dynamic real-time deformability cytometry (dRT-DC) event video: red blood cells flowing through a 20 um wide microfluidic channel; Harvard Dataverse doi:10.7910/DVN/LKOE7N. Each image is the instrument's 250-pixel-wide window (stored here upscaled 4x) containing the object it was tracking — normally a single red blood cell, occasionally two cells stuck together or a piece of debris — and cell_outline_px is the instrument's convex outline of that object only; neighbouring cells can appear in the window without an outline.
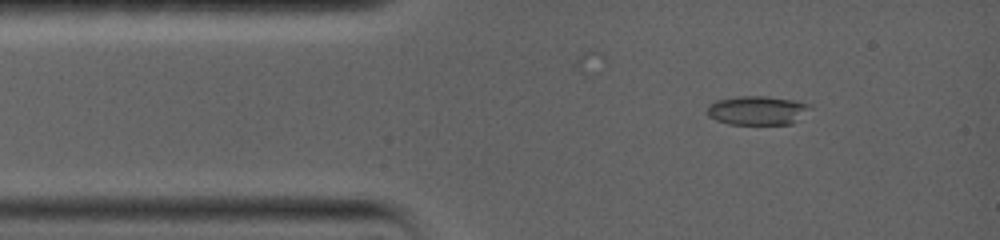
{"species": "common noctule bat (a hibernating species)", "species_latin": "Nyctalus noctula", "temperature_condition": "warm", "stored_images_in_passage": 25, "camera_frame_rate_fps": 5000, "um_per_image_px": 0.085, "animal": {"sex": "female", "body_mass_g": 19.0, "forearm_length_mm": 56.7}, "frame": {"image": 1, "passage_image": 2, "time_ms": 0.8, "image_size_px": [1000, 240], "cell_outline_px": [[812, 108], [792, 124], [728, 124], [716, 120], [708, 116], [708, 104], [716, 100], [740, 96], [768, 96], [796, 100], [808, 104]], "centroid_in_image_um": [64.37, 9.38], "position_along_channel_um": 20.6, "area_um2": 17.46}}
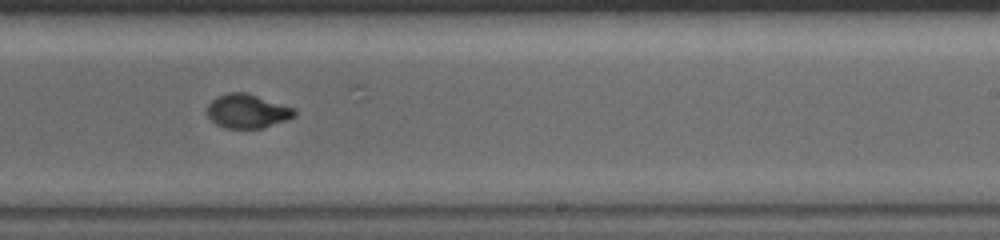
{"frame": {"image": 2, "passage_image": 11, "time_ms": 8.2, "image_size_px": [1000, 240], "cell_outline_px": [[296, 116], [264, 128], [224, 128], [216, 124], [208, 116], [208, 104], [216, 96], [228, 92], [248, 92], [296, 108]], "centroid_in_image_um": [21.05, 9.43], "position_along_channel_um": 268.0, "area_um2": 17.51}}
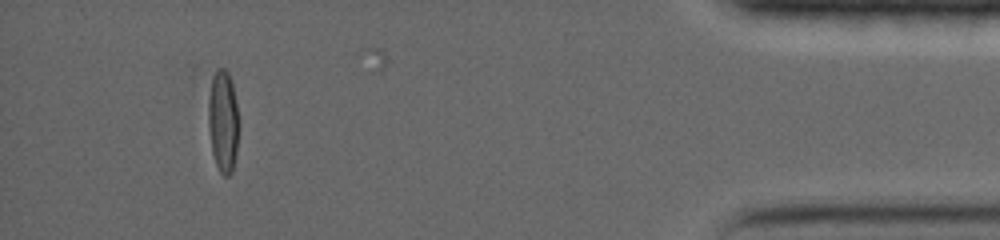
{"frame": {"image": 3, "passage_image": 22, "time_ms": 14.0, "image_size_px": [1000, 240], "cell_outline_px": [[236, 156], [232, 172], [228, 176], [224, 176], [220, 172], [216, 164], [212, 152], [208, 124], [208, 100], [212, 76], [216, 68], [224, 68], [228, 72], [232, 84], [236, 104]], "centroid_in_image_um": [18.92, 10.29], "position_along_channel_um": 416.3, "area_um2": 17.74}}